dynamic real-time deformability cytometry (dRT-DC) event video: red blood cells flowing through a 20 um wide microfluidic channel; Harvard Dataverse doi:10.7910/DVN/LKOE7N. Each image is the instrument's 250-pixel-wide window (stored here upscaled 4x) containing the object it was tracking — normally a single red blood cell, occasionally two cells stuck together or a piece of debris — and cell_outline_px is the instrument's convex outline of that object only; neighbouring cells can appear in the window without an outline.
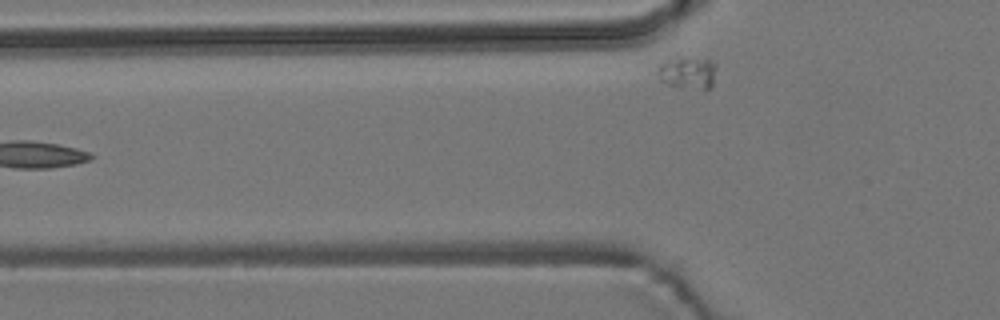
{"species": "common noctule bat (a hibernating species)", "species_latin": "Nyctalus noctula", "temperature_condition": "room temperature", "stored_images_in_passage": 5, "camera_frame_rate_fps": 3000, "um_per_image_px": 0.085, "animal": {"sex": "male", "body_mass_g": 19.2, "forearm_length_mm": 51.8}, "frame": {"image": 1, "passage_image": 5, "time_ms": 5.333, "image_size_px": [1000, 320], "cell_outline_px": [[716, 64], [712, 88], [680, 88], [668, 84], [660, 80], [656, 72], [664, 64], [680, 56], [684, 56], [708, 60]], "centroid_in_image_um": [58.48, 6.19], "position_along_channel_um": 67.3, "area_um2": 10.81}}